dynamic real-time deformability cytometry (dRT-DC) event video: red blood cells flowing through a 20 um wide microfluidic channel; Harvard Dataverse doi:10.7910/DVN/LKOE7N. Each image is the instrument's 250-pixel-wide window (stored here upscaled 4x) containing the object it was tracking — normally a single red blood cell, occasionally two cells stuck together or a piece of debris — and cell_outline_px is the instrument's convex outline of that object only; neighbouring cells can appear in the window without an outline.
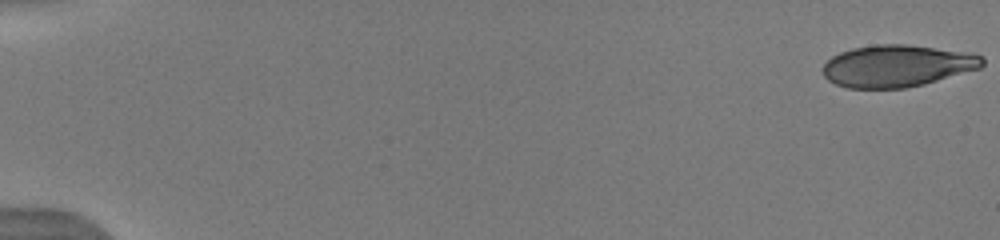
{"species": "human", "species_latin": "Homo sapiens", "temperature_condition": "warm", "stored_images_in_passage": 31, "camera_frame_rate_fps": 3000, "um_per_image_px": 0.085, "donor": {"sex": "male"}, "frame": {"image": 1, "passage_image": 1, "time_ms": 0.0, "image_size_px": [1000, 240], "cell_outline_px": [[984, 64], [980, 68], [924, 84], [904, 88], [848, 88], [836, 84], [828, 80], [824, 76], [820, 68], [832, 56], [840, 52], [852, 48], [876, 44], [908, 44], [972, 52], [984, 56]], "centroid_in_image_um": [76.26, 5.59], "position_along_channel_um": 8.7, "area_um2": 39.36}}
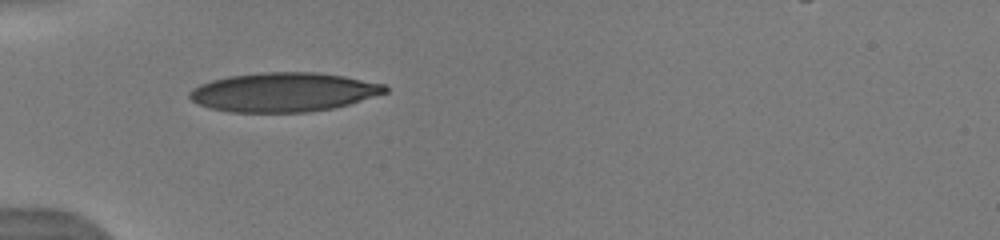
{"frame": {"image": 2, "passage_image": 9, "time_ms": 5.667, "image_size_px": [1000, 240], "cell_outline_px": [[388, 92], [348, 104], [332, 108], [308, 112], [228, 112], [208, 108], [196, 104], [188, 96], [188, 92], [192, 88], [200, 84], [212, 80], [228, 76], [264, 72], [316, 72], [344, 76], [384, 84], [388, 88]], "centroid_in_image_um": [24.05, 7.83], "position_along_channel_um": 60.9, "area_um2": 44.68}}
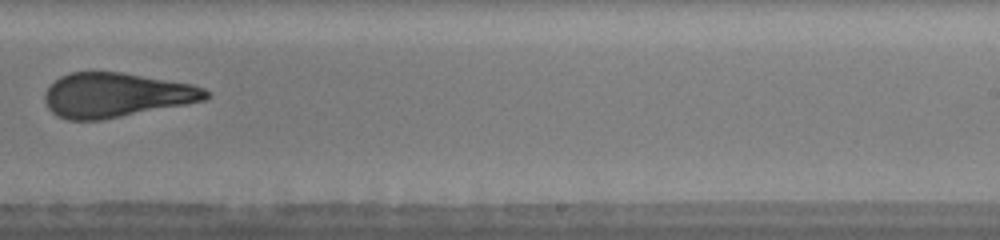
{"frame": {"image": 3, "passage_image": 23, "time_ms": 11.333, "image_size_px": [1000, 240], "cell_outline_px": [[212, 96], [204, 100], [188, 104], [100, 120], [68, 120], [56, 116], [48, 108], [44, 100], [44, 92], [60, 76], [72, 72], [124, 72], [192, 84], [204, 88], [212, 92]], "centroid_in_image_um": [9.89, 8.08], "position_along_channel_um": 279.1, "area_um2": 41.96}, "authors_computed_cell_mechanics": {"area_um2": 42.3096, "velocity_mm_per_s": 4.0082, "shape_relaxation_time_tau1_ms": 6.1584, "shape_relaxation_time_tau2_ms": 1.3404, "deformation_change_tau1": 0.2145, "deformation_change_tau2": 0.0967}}